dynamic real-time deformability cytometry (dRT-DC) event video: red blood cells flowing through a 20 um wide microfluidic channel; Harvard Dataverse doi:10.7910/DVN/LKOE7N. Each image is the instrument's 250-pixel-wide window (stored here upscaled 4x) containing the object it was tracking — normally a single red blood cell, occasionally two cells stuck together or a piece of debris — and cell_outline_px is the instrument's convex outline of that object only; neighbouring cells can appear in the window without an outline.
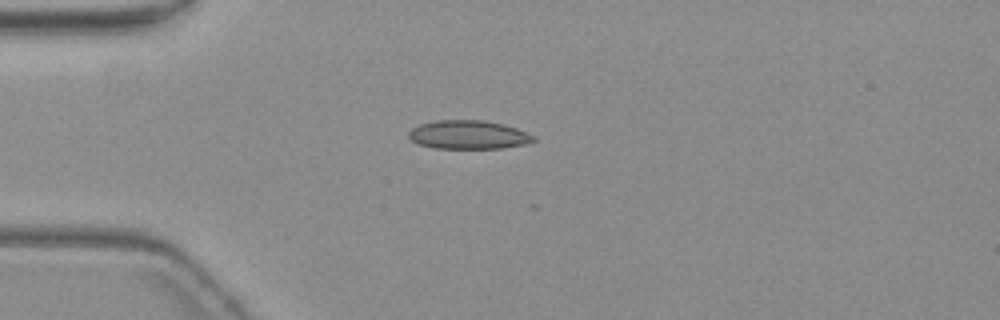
{"species": "common noctule bat (a hibernating species)", "species_latin": "Nyctalus noctula", "temperature_condition": "warm", "stored_images_in_passage": 6, "camera_frame_rate_fps": 3000, "um_per_image_px": 0.085, "animal": {"sex": "female", "body_mass_g": 19.3, "forearm_length_mm": 54.1}, "frame": {"image": 1, "passage_image": 4, "time_ms": 3.667, "image_size_px": [1000, 320], "cell_outline_px": [[536, 140], [524, 144], [500, 148], [432, 148], [420, 144], [412, 140], [408, 136], [408, 132], [412, 128], [420, 124], [436, 120], [484, 120], [504, 124], [516, 128], [536, 136]], "centroid_in_image_um": [39.82, 11.45], "position_along_channel_um": 45.2, "area_um2": 20.81}}